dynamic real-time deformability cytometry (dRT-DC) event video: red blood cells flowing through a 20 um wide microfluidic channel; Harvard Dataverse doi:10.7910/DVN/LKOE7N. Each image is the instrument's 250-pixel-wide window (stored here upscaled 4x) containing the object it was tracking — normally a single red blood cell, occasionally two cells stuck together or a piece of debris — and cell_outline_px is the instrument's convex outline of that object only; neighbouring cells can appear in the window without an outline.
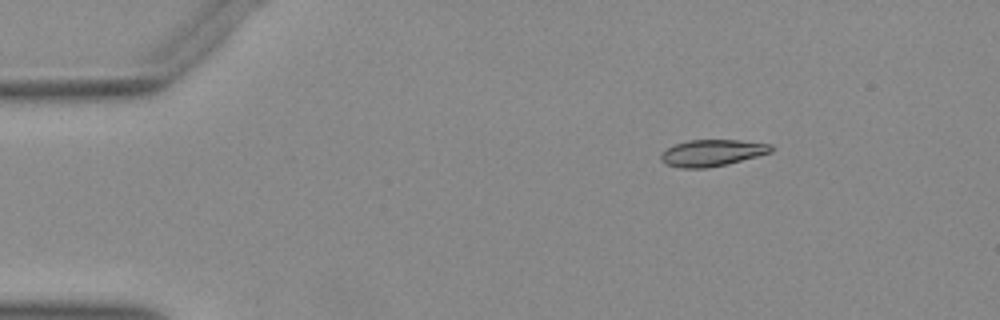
{"species": "Egyptian fruit bat (a non-hibernating species)", "species_latin": "Rousettus aegyptiacus", "temperature_condition": "warm", "stored_images_in_passage": 45, "camera_frame_rate_fps": 3000, "um_per_image_px": 0.085, "animal": {"sex": "female"}, "frame": {"image": 1, "passage_image": 1, "time_ms": 0.0, "image_size_px": [1000, 320], "cell_outline_px": [[772, 152], [728, 164], [708, 168], [680, 168], [664, 164], [660, 160], [660, 156], [668, 148], [676, 144], [688, 140], [740, 140], [772, 144]], "centroid_in_image_um": [60.53, 13.0], "position_along_channel_um": 24.5, "area_um2": 17.11}}
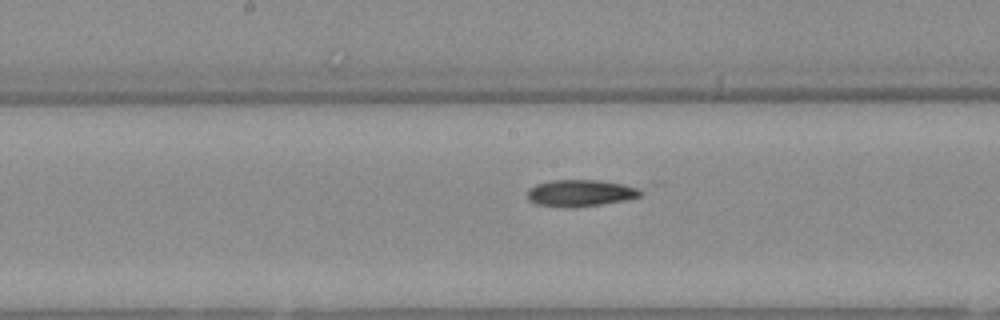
{"frame": {"image": 2, "passage_image": 20, "time_ms": 6.333, "image_size_px": [1000, 320], "cell_outline_px": [[664, 184], [640, 196], [628, 200], [600, 204], [536, 204], [528, 200], [528, 188], [536, 184], [552, 180], [664, 180]], "centroid_in_image_um": [50.11, 16.25], "position_along_channel_um": 198.1, "area_um2": 19.54}}
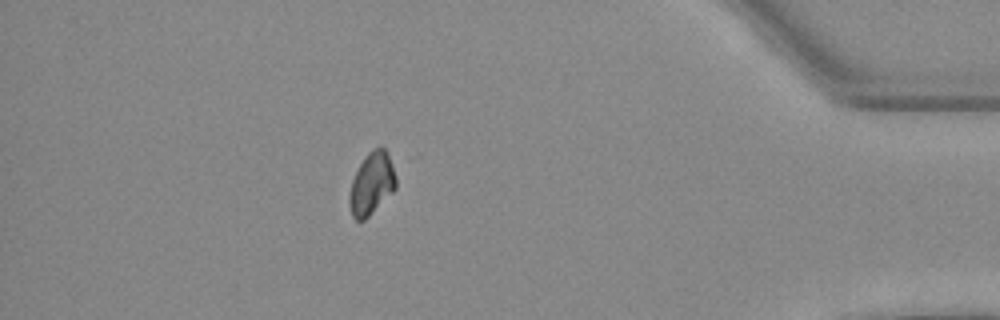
{"frame": {"image": 3, "passage_image": 39, "time_ms": 12.667, "image_size_px": [1000, 320], "cell_outline_px": [[396, 188], [364, 220], [356, 220], [352, 216], [348, 196], [352, 180], [364, 156], [372, 148], [384, 148], [392, 164], [396, 176]], "centroid_in_image_um": [31.58, 15.6], "position_along_channel_um": 403.6, "area_um2": 16.59}}